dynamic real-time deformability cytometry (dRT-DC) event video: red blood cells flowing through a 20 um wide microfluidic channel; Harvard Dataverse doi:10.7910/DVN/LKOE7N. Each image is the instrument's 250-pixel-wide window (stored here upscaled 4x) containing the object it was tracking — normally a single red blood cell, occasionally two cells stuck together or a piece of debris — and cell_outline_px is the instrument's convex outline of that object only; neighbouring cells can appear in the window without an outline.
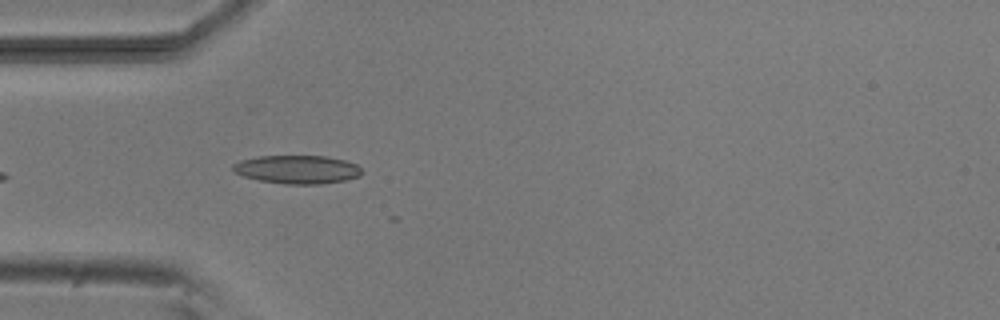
{"species": "common noctule bat (a hibernating species)", "species_latin": "Nyctalus noctula", "temperature_condition": "room temperature", "stored_images_in_passage": 7, "camera_frame_rate_fps": 3000, "um_per_image_px": 0.085, "animal": {"sex": "male", "body_mass_g": 20.5, "forearm_length_mm": 52.5}, "frame": {"image": 1, "passage_image": 6, "time_ms": 5.667, "image_size_px": [1000, 320], "cell_outline_px": [[364, 172], [360, 176], [344, 180], [320, 184], [284, 184], [260, 180], [244, 176], [236, 172], [232, 168], [232, 164], [240, 160], [256, 156], [324, 156], [344, 160], [356, 164]], "centroid_in_image_um": [25.27, 14.4], "position_along_channel_um": 59.7, "area_um2": 21.27}}
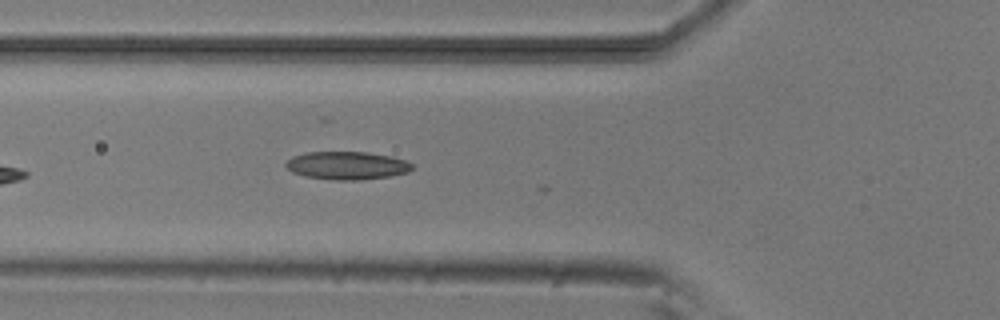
{"frame": {"image": 2, "passage_image": 7, "time_ms": 6.667, "image_size_px": [1000, 320], "cell_outline_px": [[412, 168], [408, 172], [392, 176], [356, 180], [336, 180], [304, 176], [292, 172], [284, 164], [292, 156], [308, 152], [364, 152], [392, 156], [404, 160], [412, 164]], "centroid_in_image_um": [29.48, 14.07], "position_along_channel_um": 96.3, "area_um2": 20.52}}